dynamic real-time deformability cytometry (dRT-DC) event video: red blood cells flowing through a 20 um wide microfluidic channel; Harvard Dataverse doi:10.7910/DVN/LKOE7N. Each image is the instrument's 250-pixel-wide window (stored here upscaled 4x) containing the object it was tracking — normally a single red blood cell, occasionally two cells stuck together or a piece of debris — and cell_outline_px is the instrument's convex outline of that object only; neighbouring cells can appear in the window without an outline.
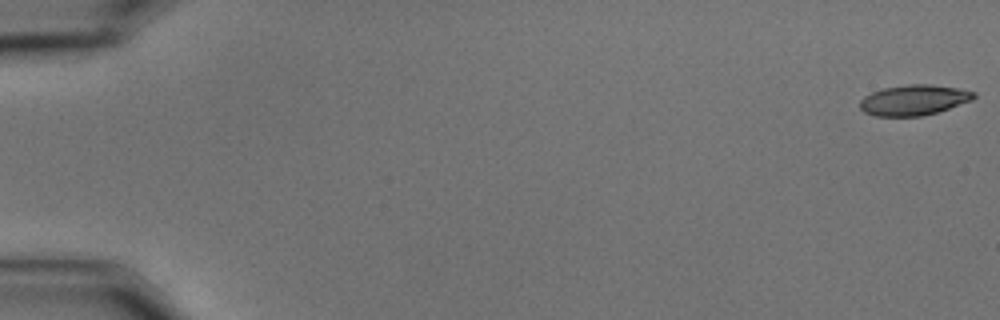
{"species": "common noctule bat (a hibernating species)", "species_latin": "Nyctalus noctula", "temperature_condition": "cold", "stored_images_in_passage": 12, "camera_frame_rate_fps": 3000, "um_per_image_px": 0.085, "animal": {"sex": "male", "body_mass_g": 15.6}, "frame": {"image": 1, "passage_image": 1, "time_ms": 0.0, "image_size_px": [1000, 320], "cell_outline_px": [[976, 96], [972, 100], [924, 116], [876, 116], [864, 112], [860, 108], [860, 100], [864, 96], [872, 92], [884, 88], [908, 84], [932, 84], [956, 88], [976, 92]], "centroid_in_image_um": [77.66, 8.5], "position_along_channel_um": 7.3, "area_um2": 20.11}}